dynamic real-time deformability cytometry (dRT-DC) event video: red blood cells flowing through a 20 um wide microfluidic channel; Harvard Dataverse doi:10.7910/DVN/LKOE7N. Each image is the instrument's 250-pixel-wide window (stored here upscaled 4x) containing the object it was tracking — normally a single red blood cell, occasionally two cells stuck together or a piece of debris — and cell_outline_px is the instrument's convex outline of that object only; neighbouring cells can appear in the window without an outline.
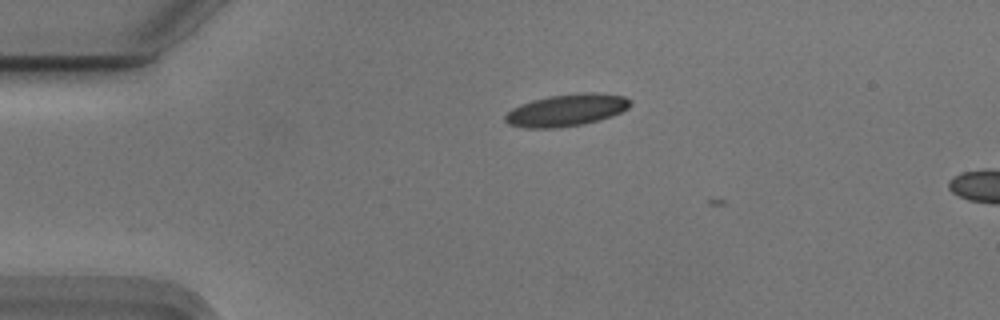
{"species": "Egyptian fruit bat (a non-hibernating species)", "species_latin": "Rousettus aegyptiacus", "temperature_condition": "cold", "stored_images_in_passage": 3, "camera_frame_rate_fps": 3000, "um_per_image_px": 0.085, "animal": {"sex": "male"}, "frame": {"image": 1, "passage_image": 1, "time_ms": 0.0, "image_size_px": [1000, 320], "cell_outline_px": [[632, 104], [628, 108], [620, 112], [584, 124], [556, 128], [524, 128], [508, 124], [504, 120], [504, 116], [512, 108], [520, 104], [532, 100], [548, 96], [580, 92], [596, 92], [624, 96], [632, 100]], "centroid_in_image_um": [48.13, 9.35], "position_along_channel_um": 36.9, "area_um2": 23.47}}